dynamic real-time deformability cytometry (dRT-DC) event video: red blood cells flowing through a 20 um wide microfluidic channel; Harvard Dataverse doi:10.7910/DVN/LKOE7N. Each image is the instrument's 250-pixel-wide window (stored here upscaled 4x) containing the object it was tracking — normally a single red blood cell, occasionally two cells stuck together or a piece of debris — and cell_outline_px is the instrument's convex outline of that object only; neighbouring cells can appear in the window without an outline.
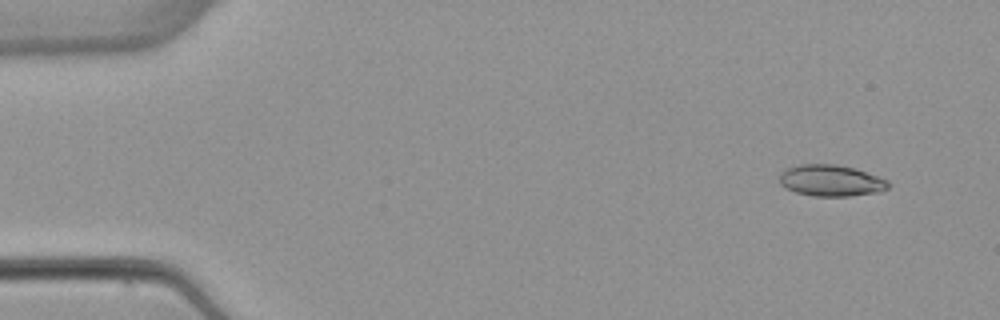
{"species": "common noctule bat (a hibernating species)", "species_latin": "Nyctalus noctula", "temperature_condition": "warm", "stored_images_in_passage": 4, "camera_frame_rate_fps": 3000, "um_per_image_px": 0.085, "animal": {"sex": "female", "body_mass_g": 22.7, "forearm_length_mm": 54.2}, "frame": {"image": 1, "passage_image": 1, "time_ms": 0.0, "image_size_px": [1000, 320], "cell_outline_px": [[892, 184], [888, 188], [880, 192], [848, 196], [812, 196], [796, 192], [784, 188], [780, 184], [780, 172], [784, 168], [800, 164], [836, 164], [856, 168], [888, 180]], "centroid_in_image_um": [70.63, 15.34], "position_along_channel_um": 14.4, "area_um2": 20.23}}
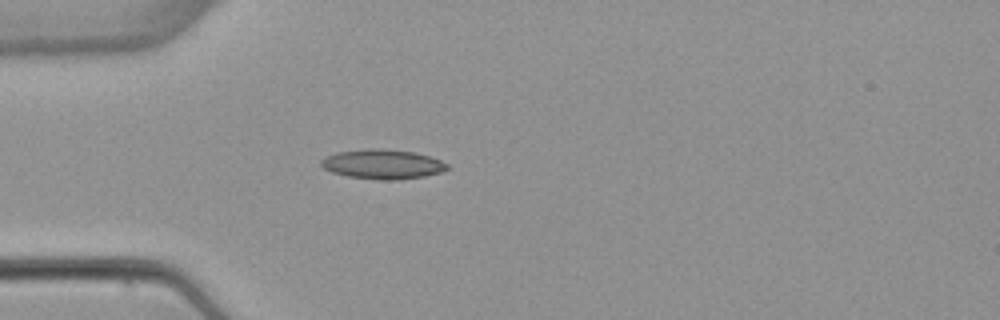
{"frame": {"image": 2, "passage_image": 4, "time_ms": 3.667, "image_size_px": [1000, 320], "cell_outline_px": [[448, 168], [440, 172], [424, 176], [396, 180], [380, 180], [348, 176], [332, 172], [324, 168], [320, 164], [320, 160], [336, 152], [372, 148], [376, 148], [416, 152], [440, 160], [448, 164]], "centroid_in_image_um": [32.51, 13.95], "position_along_channel_um": 52.5, "area_um2": 21.56}}